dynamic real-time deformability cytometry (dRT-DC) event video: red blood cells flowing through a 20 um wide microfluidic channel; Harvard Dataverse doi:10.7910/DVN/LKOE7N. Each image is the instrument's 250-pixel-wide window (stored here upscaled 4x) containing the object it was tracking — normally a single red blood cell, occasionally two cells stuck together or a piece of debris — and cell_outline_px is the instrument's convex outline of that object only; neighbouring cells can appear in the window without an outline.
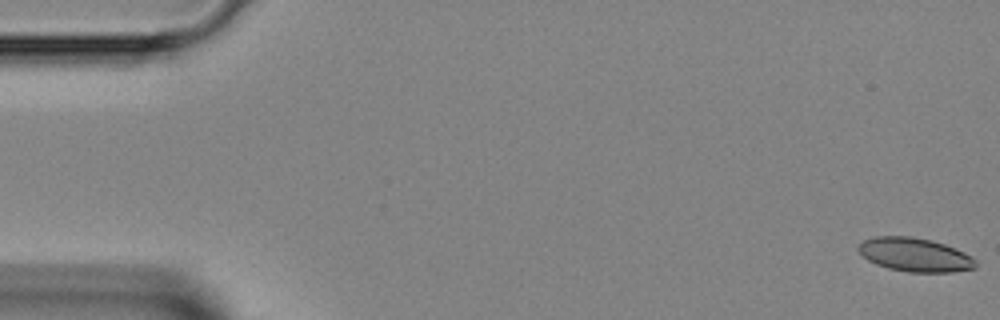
{"species": "Egyptian fruit bat (a non-hibernating species)", "species_latin": "Rousettus aegyptiacus", "temperature_condition": "room temperature", "stored_images_in_passage": 45, "camera_frame_rate_fps": 3000, "um_per_image_px": 0.085, "animal": {"sex": "female"}, "frame": {"image": 1, "passage_image": 1, "time_ms": 0.0, "image_size_px": [1000, 320], "cell_outline_px": [[976, 268], [952, 272], [908, 272], [888, 268], [876, 264], [868, 260], [856, 248], [864, 240], [876, 236], [912, 236], [932, 240], [956, 248], [972, 256], [976, 260]], "centroid_in_image_um": [77.79, 21.65], "position_along_channel_um": 7.2, "area_um2": 23.12}}
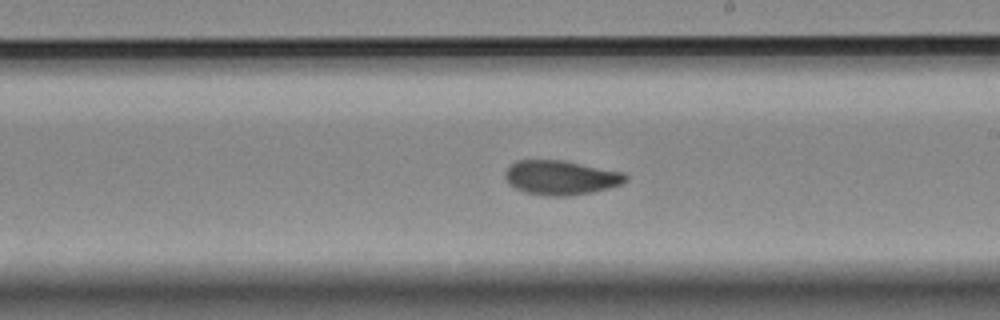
{"frame": {"image": 2, "passage_image": 26, "time_ms": 8.333, "image_size_px": [1000, 320], "cell_outline_px": [[628, 180], [620, 184], [608, 188], [592, 192], [568, 196], [548, 196], [524, 192], [508, 184], [504, 176], [504, 172], [516, 160], [564, 160], [624, 172], [628, 176]], "centroid_in_image_um": [47.67, 15.09], "position_along_channel_um": 241.3, "area_um2": 24.28}}
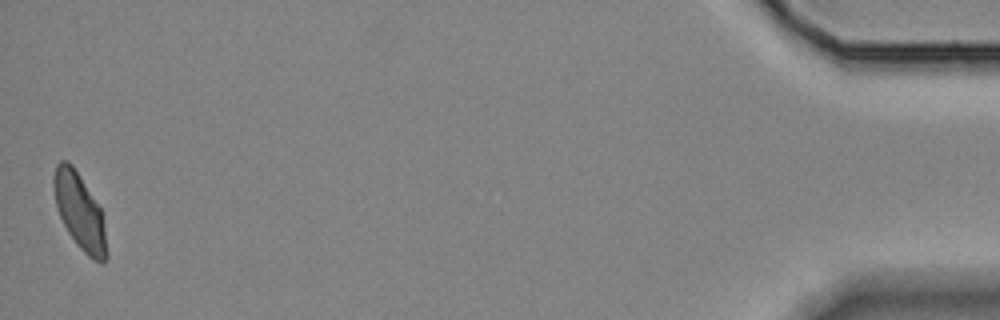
{"frame": {"image": 3, "passage_image": 45, "time_ms": 14.667, "image_size_px": [1000, 320], "cell_outline_px": [[108, 256], [104, 264], [100, 264], [92, 260], [76, 244], [68, 232], [60, 216], [56, 204], [52, 184], [52, 180], [56, 164], [60, 160], [68, 160], [72, 164], [100, 208], [104, 228], [108, 252]], "centroid_in_image_um": [6.77, 18.01], "position_along_channel_um": 428.4, "area_um2": 23.35}}